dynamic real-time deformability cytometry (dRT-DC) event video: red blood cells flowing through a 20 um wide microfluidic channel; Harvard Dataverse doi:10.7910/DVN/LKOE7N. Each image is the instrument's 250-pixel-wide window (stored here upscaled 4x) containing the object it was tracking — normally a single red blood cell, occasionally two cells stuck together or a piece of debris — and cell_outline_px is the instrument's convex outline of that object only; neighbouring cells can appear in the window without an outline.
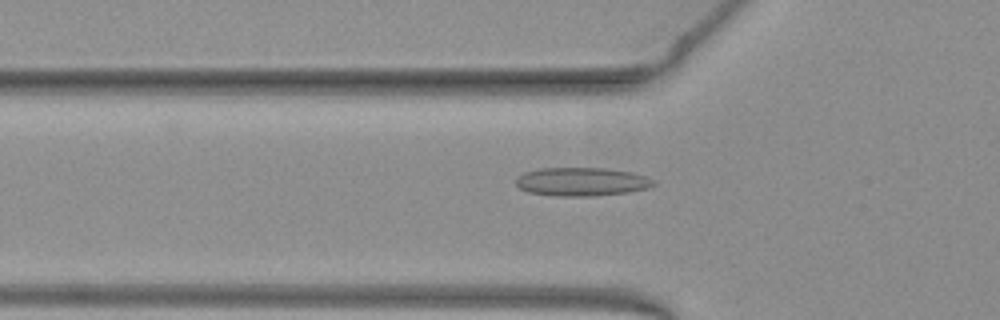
{"species": "common noctule bat (a hibernating species)", "species_latin": "Nyctalus noctula", "temperature_condition": "warm", "stored_images_in_passage": 45, "camera_frame_rate_fps": 3000, "um_per_image_px": 0.085, "animal": {"sex": "female", "body_mass_g": 19.3, "forearm_length_mm": 54.1}, "frame": {"image": 1, "passage_image": 17, "time_ms": 5.333, "image_size_px": [1000, 320], "cell_outline_px": [[656, 184], [648, 188], [628, 192], [592, 196], [560, 196], [528, 192], [520, 188], [516, 184], [516, 180], [524, 172], [540, 168], [604, 168], [632, 172], [656, 180]], "centroid_in_image_um": [49.47, 15.44], "position_along_channel_um": 76.3, "area_um2": 22.77}}
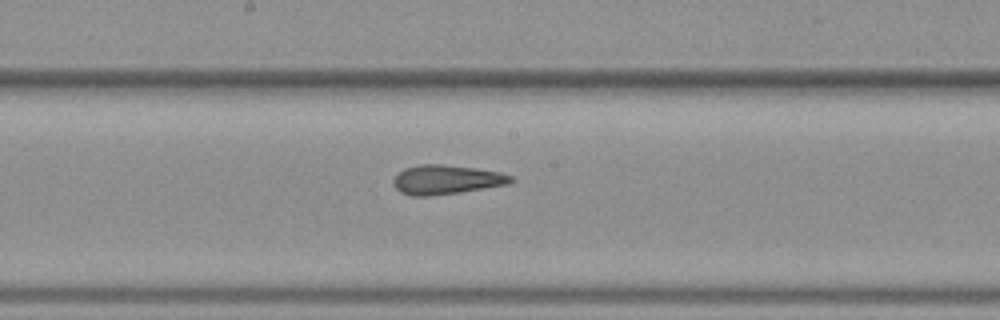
{"frame": {"image": 2, "passage_image": 27, "time_ms": 8.667, "image_size_px": [1000, 320], "cell_outline_px": [[516, 180], [508, 184], [460, 192], [428, 196], [412, 196], [400, 192], [392, 184], [392, 180], [404, 168], [420, 164], [440, 164], [476, 168], [500, 172], [512, 176]], "centroid_in_image_um": [37.93, 15.27], "position_along_channel_um": 210.3, "area_um2": 20.06}}
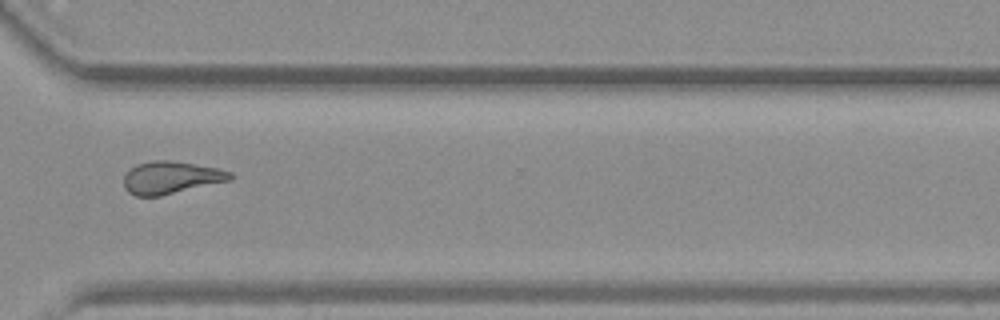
{"frame": {"image": 3, "passage_image": 38, "time_ms": 12.333, "image_size_px": [1000, 320], "cell_outline_px": [[236, 176], [232, 180], [160, 196], [136, 196], [128, 192], [124, 188], [124, 176], [136, 164], [152, 160], [168, 160], [220, 168], [232, 172]], "centroid_in_image_um": [14.58, 15.09], "position_along_channel_um": 356.0, "area_um2": 20.29}, "authors_computed_cell_mechanics": {"area_um2": 20.23, "velocity_mm_per_s": 3.9896, "shape_relaxation_time_tau1_ms": null, "shape_relaxation_time_tau2_ms": 1.8712, "deformation_change_tau1": null, "deformation_change_tau2": 0.1084}}